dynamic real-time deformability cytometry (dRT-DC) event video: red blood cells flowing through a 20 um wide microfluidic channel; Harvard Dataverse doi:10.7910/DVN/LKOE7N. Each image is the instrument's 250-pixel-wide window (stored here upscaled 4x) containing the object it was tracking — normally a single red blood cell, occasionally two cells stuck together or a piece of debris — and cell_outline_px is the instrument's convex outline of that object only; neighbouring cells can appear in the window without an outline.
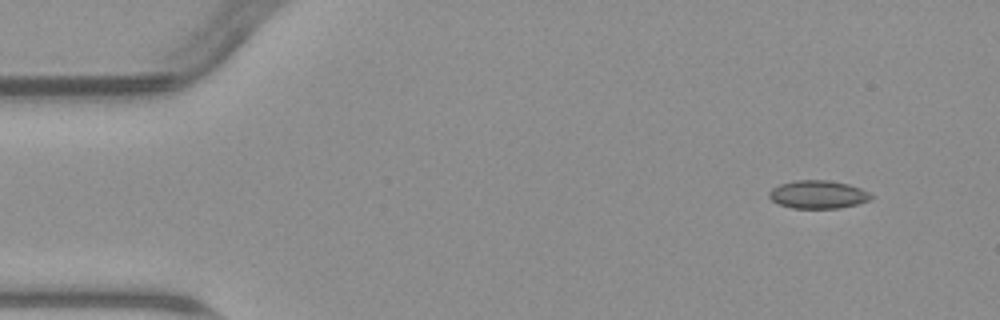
{"species": "common noctule bat (a hibernating species)", "species_latin": "Nyctalus noctula", "temperature_condition": "warm", "stored_images_in_passage": 4, "camera_frame_rate_fps": 3000, "um_per_image_px": 0.085, "animal": {"sex": "male", "body_mass_g": 23.1, "forearm_length_mm": 52.7}, "frame": {"image": 1, "passage_image": 1, "time_ms": 0.0, "image_size_px": [1000, 320], "cell_outline_px": [[876, 196], [868, 200], [856, 204], [840, 208], [792, 208], [780, 204], [772, 200], [768, 196], [768, 192], [772, 188], [780, 184], [796, 180], [828, 180], [848, 184], [860, 188]], "centroid_in_image_um": [69.53, 16.53], "position_along_channel_um": 15.5, "area_um2": 16.65}}
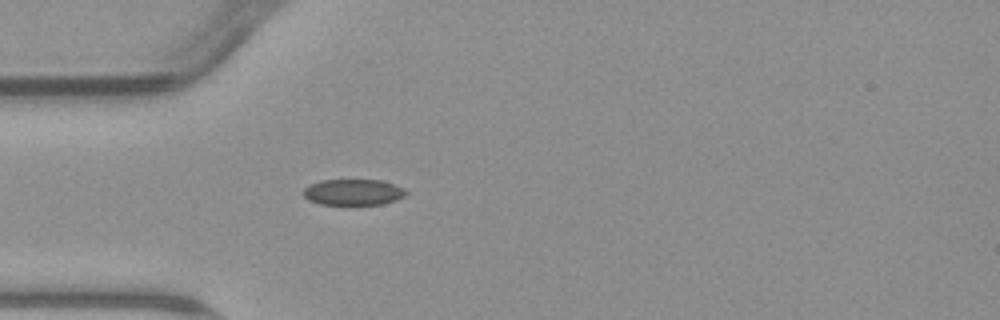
{"frame": {"image": 2, "passage_image": 4, "time_ms": 3.667, "image_size_px": [1000, 320], "cell_outline_px": [[408, 192], [404, 196], [396, 200], [384, 204], [320, 204], [308, 200], [300, 192], [308, 184], [320, 180], [380, 180], [396, 184], [404, 188]], "centroid_in_image_um": [30.0, 16.32], "position_along_channel_um": 55.0, "area_um2": 15.78}}